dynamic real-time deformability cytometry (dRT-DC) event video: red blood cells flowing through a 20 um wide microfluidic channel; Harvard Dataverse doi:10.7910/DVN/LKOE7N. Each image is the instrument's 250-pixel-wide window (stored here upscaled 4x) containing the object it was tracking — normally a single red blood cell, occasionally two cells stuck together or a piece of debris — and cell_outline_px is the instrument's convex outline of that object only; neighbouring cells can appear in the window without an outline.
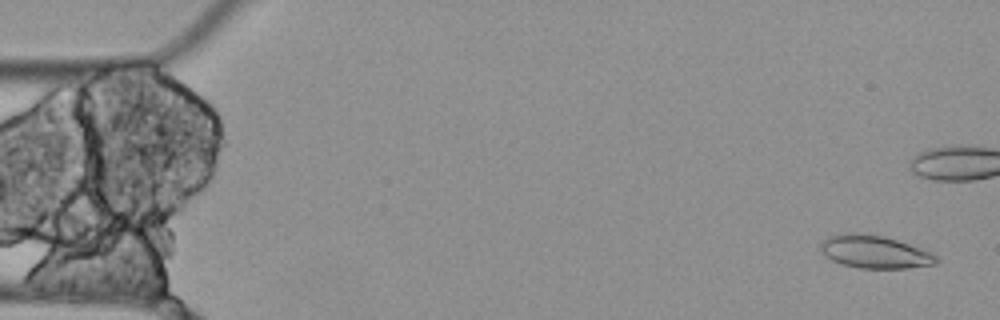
{"species": "Egyptian fruit bat (a non-hibernating species)", "species_latin": "Rousettus aegyptiacus", "temperature_condition": "cold", "stored_images_in_passage": 5, "camera_frame_rate_fps": 3000, "um_per_image_px": 0.085, "animal": {"sex": "female"}, "frame": {"image": 1, "passage_image": 1, "time_ms": 0.0, "image_size_px": [1000, 320], "cell_outline_px": [[940, 260], [936, 264], [908, 268], [860, 268], [840, 264], [824, 256], [820, 252], [820, 244], [828, 236], [840, 232], [856, 232], [884, 236], [932, 252]], "centroid_in_image_um": [74.31, 21.4], "position_along_channel_um": 10.7, "area_um2": 22.43}}
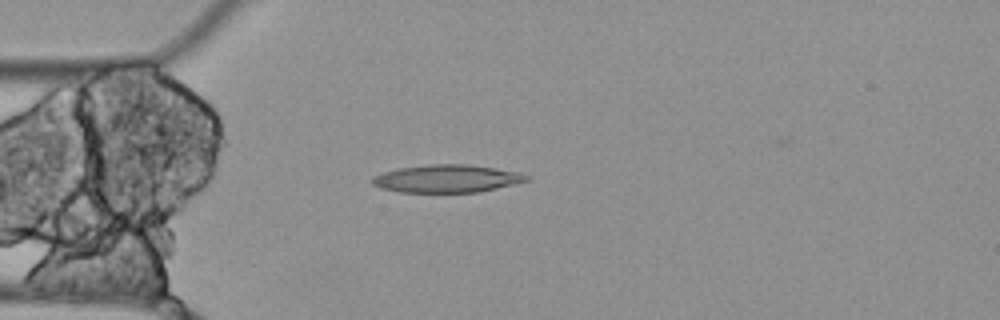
{"frame": {"image": 2, "passage_image": 5, "time_ms": 1.333, "image_size_px": [1000, 320], "cell_outline_px": [[528, 180], [480, 192], [400, 192], [380, 188], [372, 184], [372, 176], [396, 168], [428, 164], [468, 164], [496, 168], [520, 172], [528, 176]], "centroid_in_image_um": [37.94, 15.17], "position_along_channel_um": 47.1, "area_um2": 24.97}}